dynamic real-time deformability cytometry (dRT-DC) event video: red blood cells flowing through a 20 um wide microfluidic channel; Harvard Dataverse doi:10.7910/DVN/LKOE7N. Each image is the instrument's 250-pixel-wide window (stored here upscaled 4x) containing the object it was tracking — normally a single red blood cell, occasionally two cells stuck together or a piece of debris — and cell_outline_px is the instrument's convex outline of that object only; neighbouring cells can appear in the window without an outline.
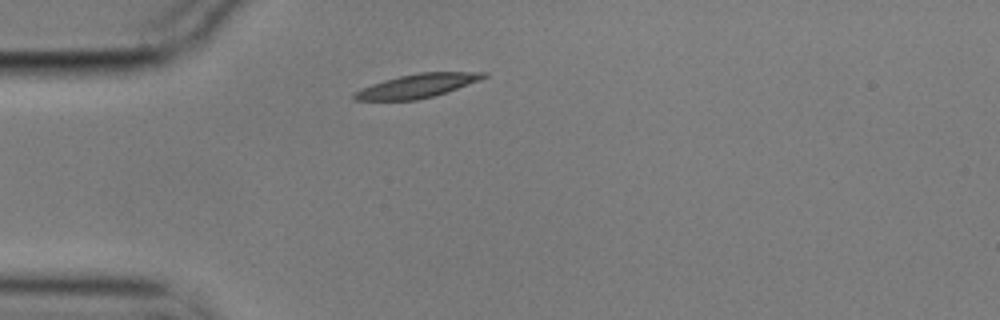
{"species": "common noctule bat (a hibernating species)", "species_latin": "Nyctalus noctula", "temperature_condition": "cold", "stored_images_in_passage": 45, "camera_frame_rate_fps": 3000, "um_per_image_px": 0.085, "animal": {"sex": "male", "body_mass_g": 17.9}, "frame": {"image": 1, "passage_image": 1, "time_ms": 0.0, "image_size_px": [1000, 320], "cell_outline_px": [[488, 76], [480, 80], [432, 96], [416, 100], [352, 100], [352, 92], [360, 88], [384, 80], [400, 76], [420, 72], [488, 72]], "centroid_in_image_um": [35.4, 7.29], "position_along_channel_um": 49.6, "area_um2": 17.74}}
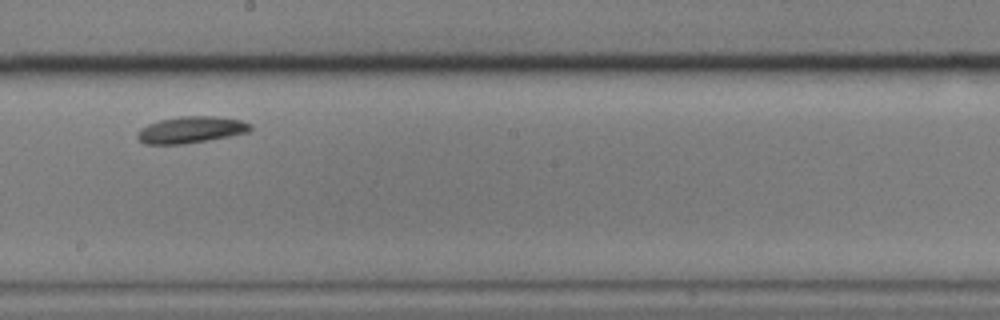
{"frame": {"image": 2, "passage_image": 19, "time_ms": 6.0, "image_size_px": [1000, 320], "cell_outline_px": [[252, 128], [248, 132], [208, 140], [184, 144], [144, 144], [136, 136], [136, 132], [140, 128], [148, 124], [160, 120], [180, 116], [216, 116], [244, 120], [252, 124]], "centroid_in_image_um": [16.24, 11.02], "position_along_channel_um": 232.0, "area_um2": 17.63}}
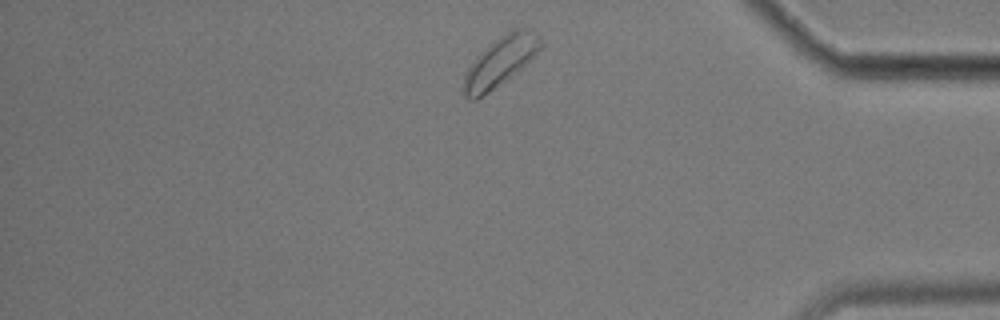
{"frame": {"image": 3, "passage_image": 36, "time_ms": 11.667, "image_size_px": [1000, 320], "cell_outline_px": [[544, 44], [516, 72], [488, 92], [476, 100], [468, 100], [464, 96], [464, 76], [468, 68], [476, 56], [488, 44], [512, 28], [528, 28], [540, 36]], "centroid_in_image_um": [42.51, 5.19], "position_along_channel_um": 392.7, "area_um2": 21.85}, "authors_computed_cell_mechanics": {"area_um2": 17.5712, "velocity_mm_per_s": 3.2867, "shape_relaxation_time_tau1_ms": 2.0344, "shape_relaxation_time_tau2_ms": null, "deformation_change_tau1": 0.1197, "deformation_change_tau2": null}}